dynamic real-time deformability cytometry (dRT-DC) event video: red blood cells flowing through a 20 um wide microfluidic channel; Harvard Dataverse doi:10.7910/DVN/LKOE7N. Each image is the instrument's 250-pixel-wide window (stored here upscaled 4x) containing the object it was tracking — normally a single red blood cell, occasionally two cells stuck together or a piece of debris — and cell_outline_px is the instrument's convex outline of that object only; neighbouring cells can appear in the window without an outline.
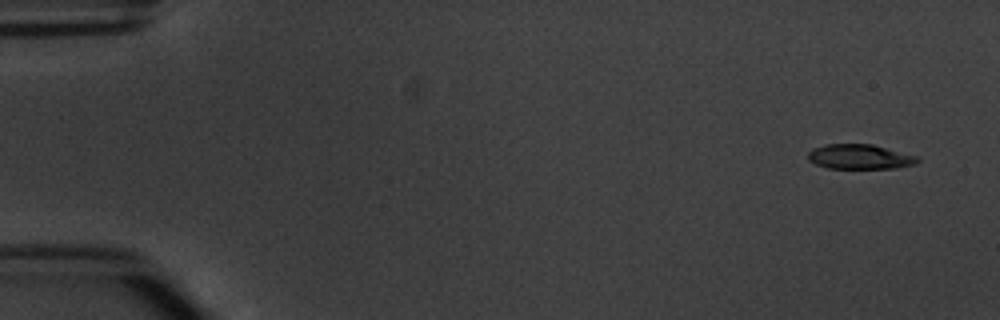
{"species": "common noctule bat (a hibernating species)", "species_latin": "Nyctalus noctula", "temperature_condition": "warm", "stored_images_in_passage": 4, "camera_frame_rate_fps": 3000, "um_per_image_px": 0.085, "animal": {"sex": "male", "body_mass_g": 20.1, "forearm_length_mm": 53.5}, "frame": {"image": 1, "passage_image": 1, "time_ms": 0.0, "image_size_px": [1000, 320], "cell_outline_px": [[920, 160], [916, 164], [892, 168], [828, 168], [816, 164], [808, 160], [808, 152], [812, 148], [824, 144], [872, 144], [920, 156]], "centroid_in_image_um": [73.1, 13.31], "position_along_channel_um": 11.9, "area_um2": 15.95}}
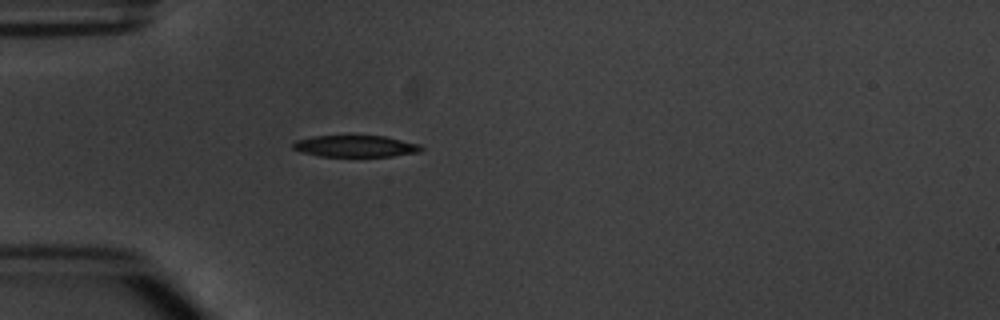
{"frame": {"image": 2, "passage_image": 4, "time_ms": 4.333, "image_size_px": [1000, 320], "cell_outline_px": [[424, 148], [420, 152], [392, 156], [320, 156], [300, 152], [292, 148], [292, 144], [296, 140], [312, 136], [384, 136], [420, 144]], "centroid_in_image_um": [30.21, 12.42], "position_along_channel_um": 54.8, "area_um2": 16.13}}